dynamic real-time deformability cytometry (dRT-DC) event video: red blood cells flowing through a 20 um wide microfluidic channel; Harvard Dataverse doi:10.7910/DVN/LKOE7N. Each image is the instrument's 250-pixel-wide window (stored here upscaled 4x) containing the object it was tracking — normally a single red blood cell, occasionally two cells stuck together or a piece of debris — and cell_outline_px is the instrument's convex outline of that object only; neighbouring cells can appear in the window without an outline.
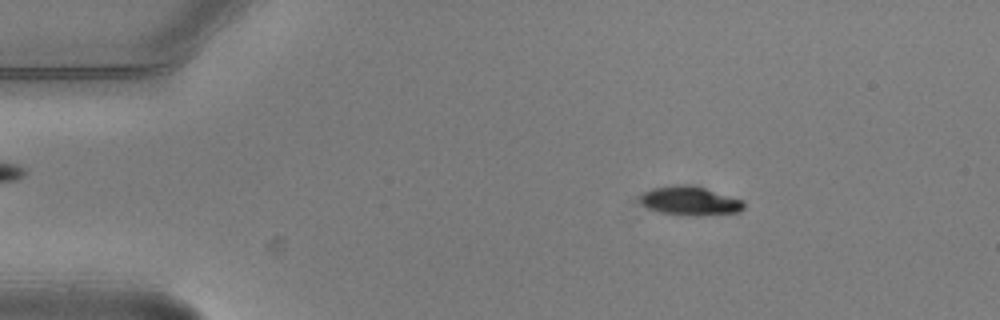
{"species": "common noctule bat (a hibernating species)", "species_latin": "Nyctalus noctula", "temperature_condition": "warm", "stored_images_in_passage": 3, "camera_frame_rate_fps": 3000, "um_per_image_px": 0.085, "animal": {"sex": "male", "body_mass_g": 20.5, "forearm_length_mm": 52.5}, "frame": {"image": 1, "passage_image": 2, "time_ms": 0.333, "image_size_px": [1000, 320], "cell_outline_px": [[744, 208], [740, 212], [692, 216], [660, 212], [648, 208], [640, 200], [640, 192], [652, 188], [676, 184], [696, 184], [744, 200]], "centroid_in_image_um": [58.67, 17.04], "position_along_channel_um": 26.3, "area_um2": 17.86}}